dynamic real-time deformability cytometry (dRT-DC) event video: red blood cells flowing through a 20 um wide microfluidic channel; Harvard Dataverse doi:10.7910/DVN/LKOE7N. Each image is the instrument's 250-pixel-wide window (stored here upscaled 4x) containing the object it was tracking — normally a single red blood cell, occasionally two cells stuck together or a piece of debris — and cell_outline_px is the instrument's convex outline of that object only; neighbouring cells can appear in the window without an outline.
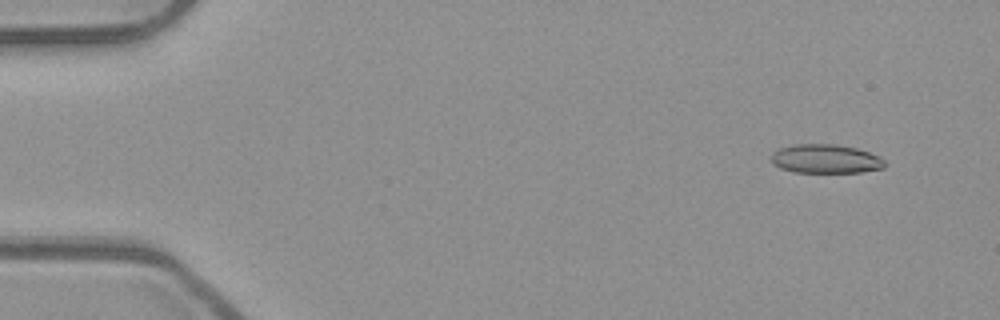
{"species": "common noctule bat (a hibernating species)", "species_latin": "Nyctalus noctula", "temperature_condition": "room temperature", "stored_images_in_passage": 49, "camera_frame_rate_fps": 3000, "um_per_image_px": 0.085, "animal": {"sex": "male", "body_mass_g": 23.1, "forearm_length_mm": 52.7}, "frame": {"image": 1, "passage_image": 1, "time_ms": 0.0, "image_size_px": [1000, 320], "cell_outline_px": [[888, 164], [884, 168], [860, 172], [796, 172], [780, 168], [772, 164], [772, 152], [780, 148], [796, 144], [836, 144], [856, 148], [880, 156]], "centroid_in_image_um": [70.2, 13.5], "position_along_channel_um": 14.8, "area_um2": 19.19}}
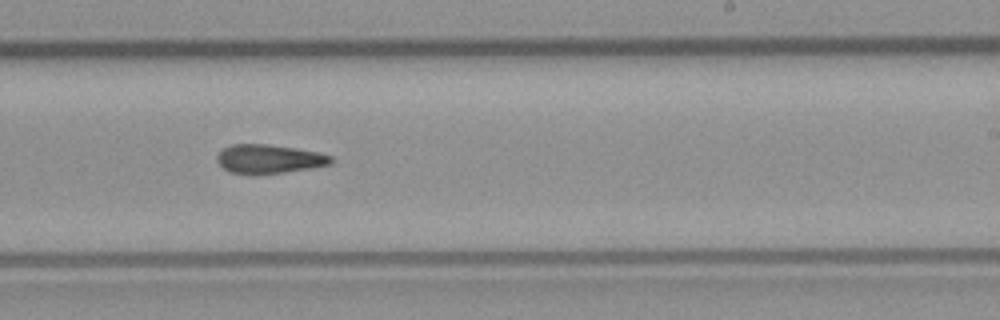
{"frame": {"image": 2, "passage_image": 29, "time_ms": 9.333, "image_size_px": [1000, 320], "cell_outline_px": [[332, 164], [312, 168], [284, 172], [228, 172], [216, 160], [216, 156], [224, 148], [232, 144], [268, 144], [296, 148], [316, 152], [332, 156]], "centroid_in_image_um": [22.89, 13.48], "position_along_channel_um": 266.1, "area_um2": 18.67}}
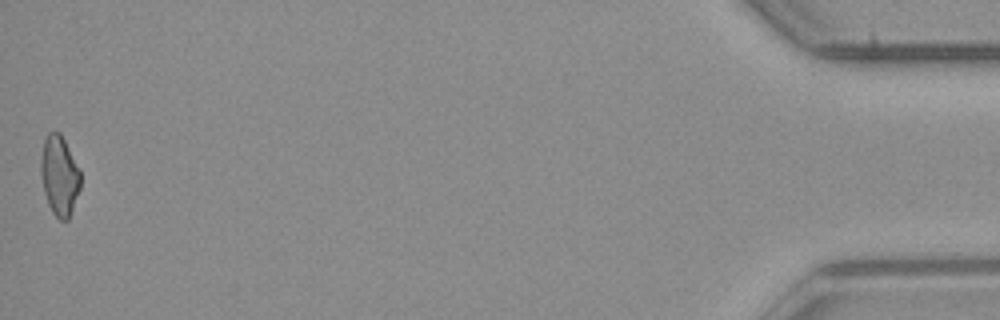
{"frame": {"image": 3, "passage_image": 49, "time_ms": 16.0, "image_size_px": [1000, 320], "cell_outline_px": [[80, 188], [68, 220], [60, 220], [52, 212], [48, 204], [44, 192], [40, 172], [40, 160], [44, 140], [48, 132], [60, 132], [80, 168]], "centroid_in_image_um": [5.05, 14.91], "position_along_channel_um": 430.2, "area_um2": 18.5}}